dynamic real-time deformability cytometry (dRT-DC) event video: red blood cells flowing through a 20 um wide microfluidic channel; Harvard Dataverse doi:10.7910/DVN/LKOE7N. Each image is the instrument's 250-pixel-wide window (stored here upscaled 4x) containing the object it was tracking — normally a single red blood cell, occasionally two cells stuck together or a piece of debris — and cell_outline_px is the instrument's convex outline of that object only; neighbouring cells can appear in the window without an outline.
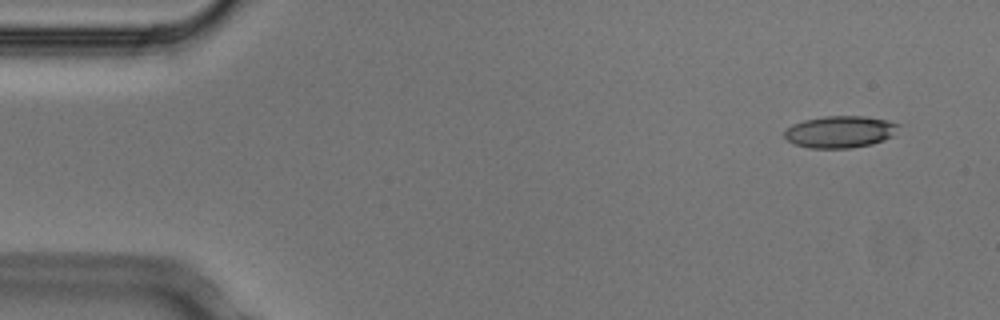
{"species": "Egyptian fruit bat (a non-hibernating species)", "species_latin": "Rousettus aegyptiacus", "temperature_condition": "cold", "stored_images_in_passage": 4, "camera_frame_rate_fps": 3000, "um_per_image_px": 0.085, "animal": {"sex": "male"}, "frame": {"image": 1, "passage_image": 1, "time_ms": 0.0, "image_size_px": [1000, 320], "cell_outline_px": [[900, 124], [892, 136], [884, 140], [872, 144], [848, 148], [808, 148], [792, 144], [784, 136], [784, 132], [792, 124], [804, 120], [824, 116], [864, 116], [888, 120]], "centroid_in_image_um": [71.39, 11.2], "position_along_channel_um": 13.6, "area_um2": 21.27}}
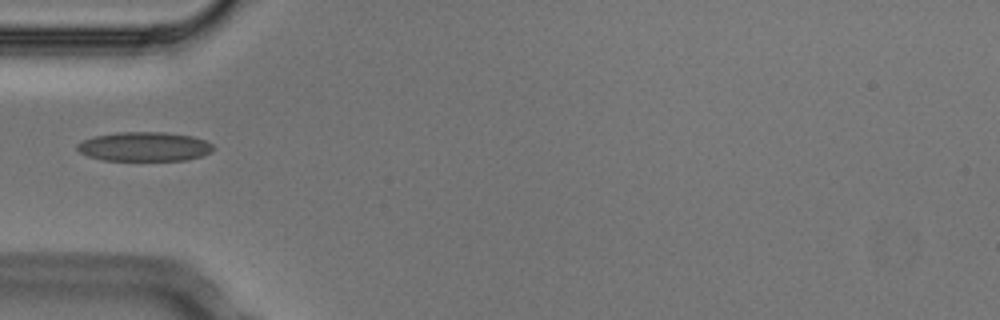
{"frame": {"image": 2, "passage_image": 4, "time_ms": 1.0, "image_size_px": [1000, 320], "cell_outline_px": [[216, 148], [212, 152], [204, 156], [188, 160], [104, 160], [88, 156], [80, 152], [76, 148], [76, 144], [92, 136], [116, 132], [164, 132], [192, 136], [204, 140], [212, 144]], "centroid_in_image_um": [12.3, 12.46], "position_along_channel_um": 72.7, "area_um2": 23.41}}